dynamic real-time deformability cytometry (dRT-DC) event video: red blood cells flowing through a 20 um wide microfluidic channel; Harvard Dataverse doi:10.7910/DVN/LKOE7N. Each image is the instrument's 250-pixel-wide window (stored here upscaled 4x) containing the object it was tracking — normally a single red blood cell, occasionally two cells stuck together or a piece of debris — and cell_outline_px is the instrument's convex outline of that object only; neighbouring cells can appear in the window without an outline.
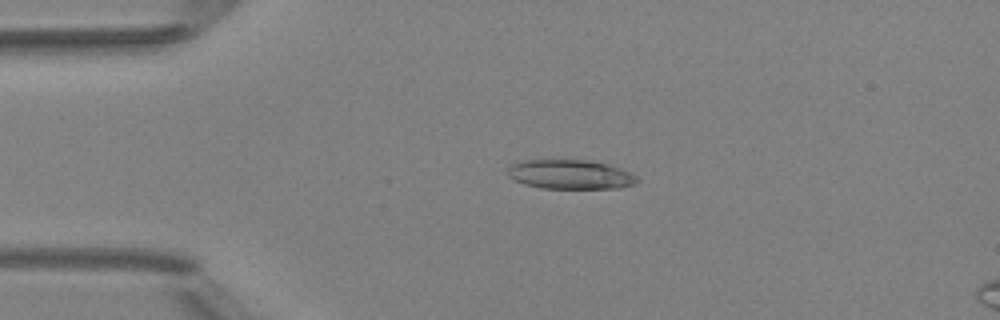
{"species": "Egyptian fruit bat (a non-hibernating species)", "species_latin": "Rousettus aegyptiacus", "temperature_condition": "room temperature", "stored_images_in_passage": 4, "camera_frame_rate_fps": 3000, "um_per_image_px": 0.085, "animal": {"sex": "female"}, "frame": {"image": 1, "passage_image": 2, "time_ms": 1.0, "image_size_px": [1000, 320], "cell_outline_px": [[640, 180], [636, 184], [620, 188], [540, 188], [524, 184], [512, 180], [508, 176], [508, 168], [512, 164], [520, 160], [592, 160], [608, 164], [620, 168], [636, 176]], "centroid_in_image_um": [48.47, 14.83], "position_along_channel_um": 36.5, "area_um2": 22.31}}